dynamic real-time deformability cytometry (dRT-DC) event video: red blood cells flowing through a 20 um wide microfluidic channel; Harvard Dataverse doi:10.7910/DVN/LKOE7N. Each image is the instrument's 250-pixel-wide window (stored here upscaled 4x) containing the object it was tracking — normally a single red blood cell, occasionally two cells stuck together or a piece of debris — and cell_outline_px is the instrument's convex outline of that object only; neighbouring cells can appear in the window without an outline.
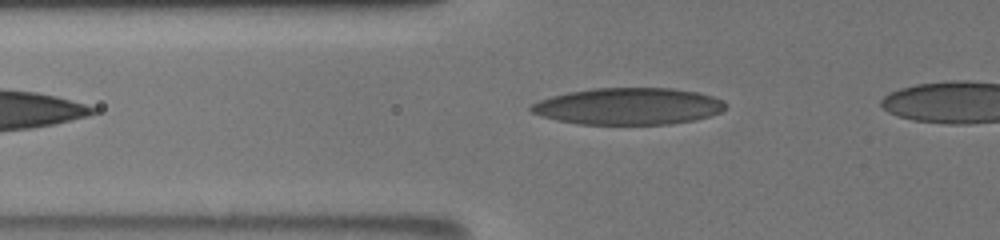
{"species": "human", "species_latin": "Homo sapiens", "temperature_condition": "room temperature", "stored_images_in_passage": 37, "camera_frame_rate_fps": 3000, "um_per_image_px": 0.085, "donor": {"sex": "male"}, "frame": {"image": 1, "passage_image": 7, "time_ms": 2.0, "image_size_px": [1000, 240], "cell_outline_px": [[728, 108], [720, 112], [696, 120], [668, 124], [580, 124], [556, 120], [532, 112], [528, 108], [532, 104], [540, 100], [552, 96], [568, 92], [592, 88], [672, 88], [696, 92], [712, 96], [724, 100], [728, 104]], "centroid_in_image_um": [53.45, 9.03], "position_along_channel_um": 72.3, "area_um2": 41.73}}
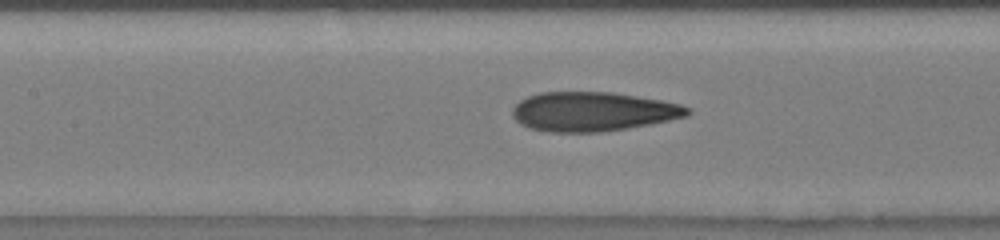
{"frame": {"image": 2, "passage_image": 14, "time_ms": 4.333, "image_size_px": [1000, 240], "cell_outline_px": [[692, 112], [688, 116], [628, 128], [600, 132], [548, 132], [528, 128], [520, 124], [512, 116], [512, 108], [520, 100], [528, 96], [540, 92], [612, 92], [660, 100], [680, 104], [688, 108]], "centroid_in_image_um": [50.35, 9.49], "position_along_channel_um": 157.0, "area_um2": 40.06}}
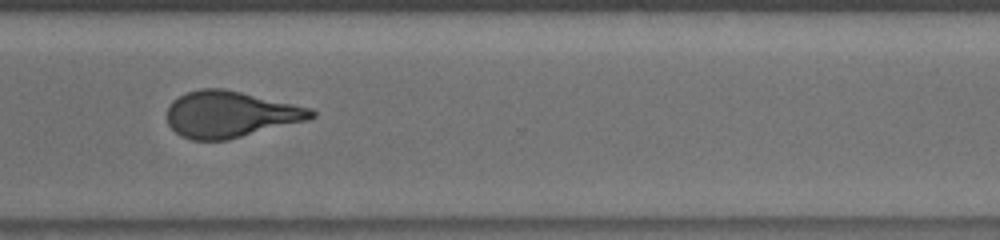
{"frame": {"image": 3, "passage_image": 29, "time_ms": 9.333, "image_size_px": [1000, 240], "cell_outline_px": [[316, 116], [308, 120], [228, 140], [192, 140], [180, 136], [168, 124], [168, 104], [172, 100], [188, 92], [200, 88], [224, 88], [312, 108], [316, 112]], "centroid_in_image_um": [19.58, 9.72], "position_along_channel_um": 351.0, "area_um2": 39.02}}